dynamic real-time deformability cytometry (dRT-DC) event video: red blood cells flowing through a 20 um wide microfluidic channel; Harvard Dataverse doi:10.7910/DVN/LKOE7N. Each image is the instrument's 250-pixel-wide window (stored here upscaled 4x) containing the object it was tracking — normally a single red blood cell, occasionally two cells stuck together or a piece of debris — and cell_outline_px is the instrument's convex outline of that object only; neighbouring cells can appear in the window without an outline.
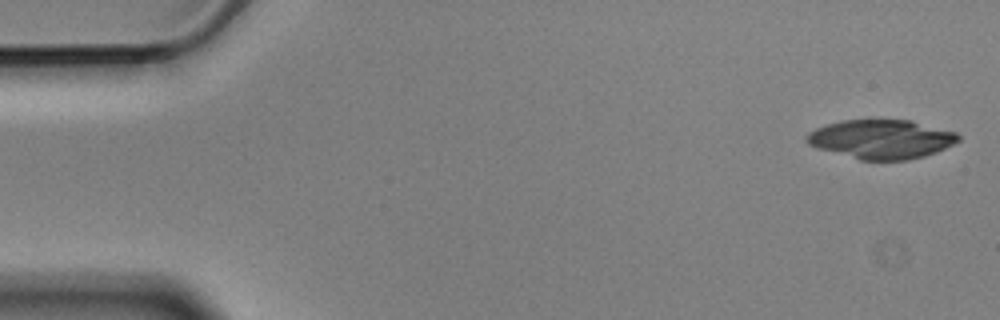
{"species": "Egyptian fruit bat (a non-hibernating species)", "species_latin": "Rousettus aegyptiacus", "temperature_condition": "cold", "stored_images_in_passage": 6, "camera_frame_rate_fps": 3000, "um_per_image_px": 0.085, "animal": {"sex": "male"}, "frame": {"image": 1, "passage_image": 1, "time_ms": 0.0, "image_size_px": [1000, 320], "cell_outline_px": [[960, 140], [936, 152], [924, 156], [908, 160], [860, 160], [816, 148], [808, 144], [804, 140], [804, 136], [808, 132], [816, 128], [828, 124], [844, 120], [912, 120], [956, 132], [960, 136]], "centroid_in_image_um": [74.89, 11.83], "position_along_channel_um": 10.1, "area_um2": 34.62}}
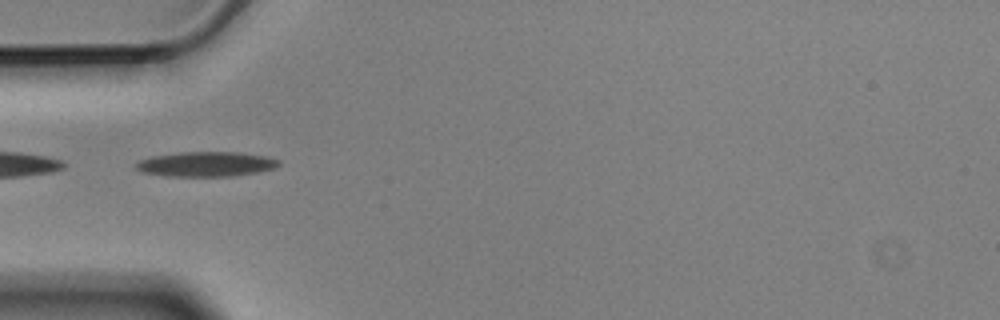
{"frame": {"image": 2, "passage_image": 5, "time_ms": 1.333, "image_size_px": [1000, 320], "cell_outline_px": [[280, 164], [276, 168], [256, 172], [228, 176], [164, 176], [144, 172], [132, 168], [140, 160], [152, 156], [180, 152], [240, 152], [268, 156], [280, 160]], "centroid_in_image_um": [17.52, 13.94], "position_along_channel_um": 67.5, "area_um2": 20.75}}
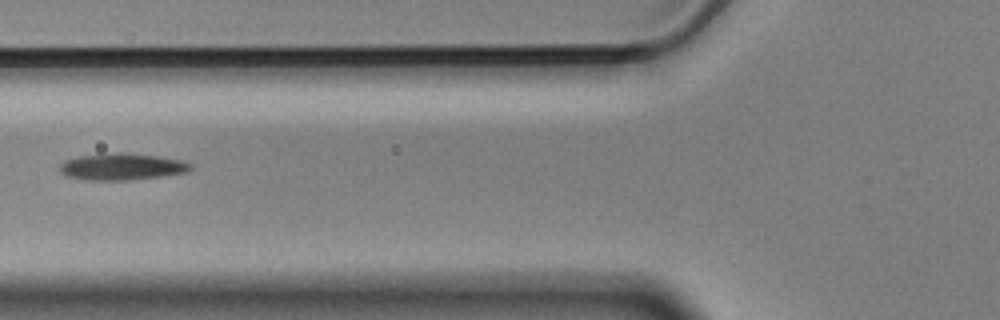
{"frame": {"image": 3, "passage_image": 6, "time_ms": 1.667, "image_size_px": [1000, 320], "cell_outline_px": [[192, 168], [184, 172], [160, 176], [124, 180], [88, 180], [64, 176], [60, 172], [60, 164], [68, 160], [80, 156], [116, 152], [120, 152], [156, 156], [180, 160], [192, 164]], "centroid_in_image_um": [10.32, 14.17], "position_along_channel_um": 115.5, "area_um2": 20.0}}